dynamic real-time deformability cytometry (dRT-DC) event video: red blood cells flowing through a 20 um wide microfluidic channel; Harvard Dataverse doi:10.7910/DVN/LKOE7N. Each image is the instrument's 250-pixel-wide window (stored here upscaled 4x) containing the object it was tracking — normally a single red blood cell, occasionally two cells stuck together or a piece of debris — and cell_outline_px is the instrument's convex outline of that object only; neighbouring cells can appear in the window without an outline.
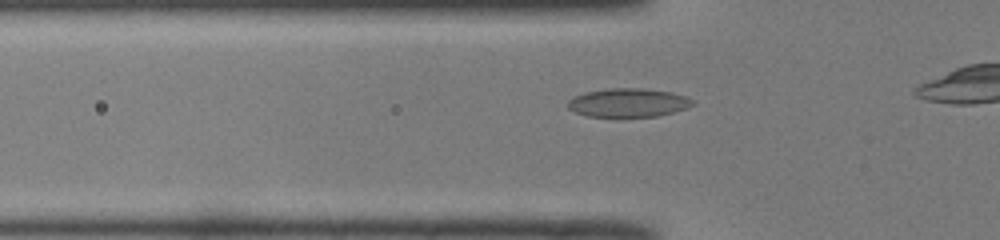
{"species": "common noctule bat (a hibernating species)", "species_latin": "Nyctalus noctula", "temperature_condition": "room temperature", "stored_images_in_passage": 21, "camera_frame_rate_fps": 3000, "um_per_image_px": 0.085, "animal": {"sex": "male", "body_mass_g": 19.0, "forearm_length_mm": 50.8}, "frame": {"image": 1, "passage_image": 10, "time_ms": 3.0, "image_size_px": [1000, 240], "cell_outline_px": [[696, 104], [688, 108], [656, 116], [620, 120], [588, 116], [576, 112], [568, 108], [568, 100], [572, 96], [584, 92], [608, 88], [644, 88], [672, 92], [688, 96]], "centroid_in_image_um": [53.39, 8.76], "position_along_channel_um": 72.4, "area_um2": 21.91}}
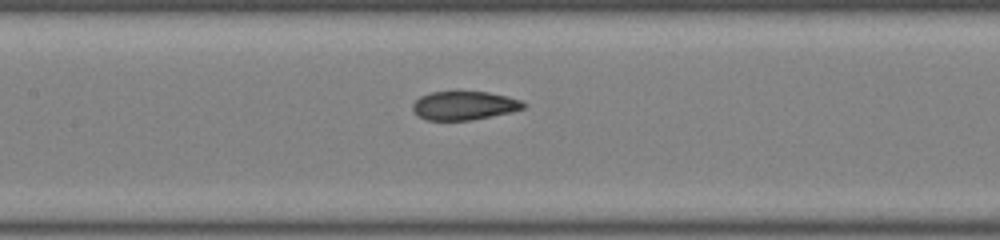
{"frame": {"image": 2, "passage_image": 17, "time_ms": 5.333, "image_size_px": [1000, 240], "cell_outline_px": [[528, 104], [524, 108], [512, 112], [472, 120], [424, 120], [412, 108], [412, 104], [420, 96], [432, 92], [456, 88], [488, 92], [520, 100]], "centroid_in_image_um": [39.45, 8.93], "position_along_channel_um": 168.0, "area_um2": 19.19}}
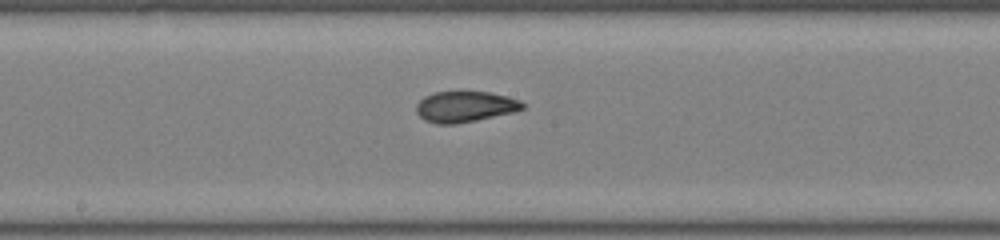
{"frame": {"image": 3, "passage_image": 20, "time_ms": 6.333, "image_size_px": [1000, 240], "cell_outline_px": [[524, 108], [512, 112], [476, 120], [456, 124], [436, 124], [424, 120], [416, 112], [416, 104], [424, 96], [432, 92], [488, 92], [508, 96], [520, 100], [524, 104]], "centroid_in_image_um": [39.49, 9.06], "position_along_channel_um": 208.7, "area_um2": 19.07}}